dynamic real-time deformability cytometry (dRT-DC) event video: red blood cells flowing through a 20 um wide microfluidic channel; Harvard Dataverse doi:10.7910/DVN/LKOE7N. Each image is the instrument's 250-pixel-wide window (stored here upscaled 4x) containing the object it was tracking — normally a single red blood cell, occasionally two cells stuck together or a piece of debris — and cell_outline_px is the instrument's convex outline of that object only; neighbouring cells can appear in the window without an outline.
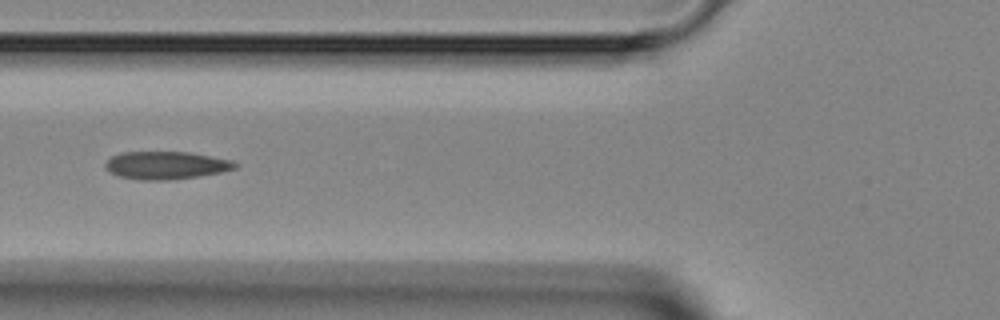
{"species": "Egyptian fruit bat (a non-hibernating species)", "species_latin": "Rousettus aegyptiacus", "temperature_condition": "room temperature", "stored_images_in_passage": 4, "camera_frame_rate_fps": 3000, "um_per_image_px": 0.085, "animal": {"sex": "female"}, "frame": {"image": 1, "passage_image": 4, "time_ms": 3.333, "image_size_px": [1000, 320], "cell_outline_px": [[240, 164], [236, 168], [224, 172], [168, 180], [140, 180], [120, 176], [108, 172], [104, 168], [104, 164], [112, 156], [120, 152], [188, 152], [232, 160]], "centroid_in_image_um": [14.11, 14.05], "position_along_channel_um": 111.7, "area_um2": 21.1}}